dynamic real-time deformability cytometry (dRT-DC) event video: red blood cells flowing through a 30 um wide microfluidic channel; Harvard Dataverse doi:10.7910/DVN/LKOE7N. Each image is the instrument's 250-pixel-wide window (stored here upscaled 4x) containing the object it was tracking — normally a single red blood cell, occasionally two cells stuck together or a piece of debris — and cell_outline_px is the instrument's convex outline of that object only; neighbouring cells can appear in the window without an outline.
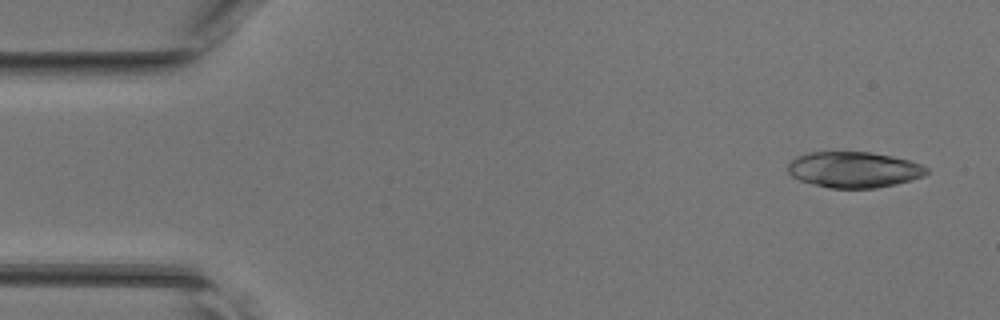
{"species": "common noctule bat (a hibernating species)", "species_latin": "Nyctalus noctula", "temperature_condition": "room temperature", "stored_images_in_passage": 45, "camera_frame_rate_fps": 3000, "um_per_image_px": 0.085, "animal": {"sex": "female", "body_mass_g": 17.0, "forearm_length_mm": 48.0}, "frame": {"image": 1, "passage_image": 2, "time_ms": 0.333, "image_size_px": [1000, 320], "cell_outline_px": [[928, 172], [924, 176], [896, 184], [876, 188], [828, 188], [800, 180], [792, 176], [788, 172], [788, 164], [796, 156], [808, 152], [868, 152], [892, 156], [908, 160], [920, 164], [928, 168]], "centroid_in_image_um": [72.57, 14.42], "position_along_channel_um": 12.4, "area_um2": 28.96}}
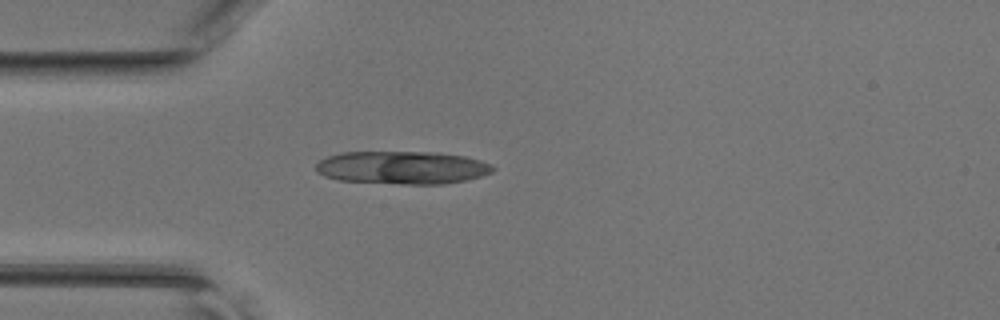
{"frame": {"image": 2, "passage_image": 12, "time_ms": 3.667, "image_size_px": [1000, 320], "cell_outline_px": [[496, 168], [492, 172], [468, 180], [444, 184], [400, 184], [340, 180], [324, 176], [316, 172], [316, 164], [320, 160], [328, 156], [340, 152], [440, 152], [464, 156], [480, 160], [492, 164]], "centroid_in_image_um": [34.21, 14.24], "position_along_channel_um": 50.8, "area_um2": 34.22}}